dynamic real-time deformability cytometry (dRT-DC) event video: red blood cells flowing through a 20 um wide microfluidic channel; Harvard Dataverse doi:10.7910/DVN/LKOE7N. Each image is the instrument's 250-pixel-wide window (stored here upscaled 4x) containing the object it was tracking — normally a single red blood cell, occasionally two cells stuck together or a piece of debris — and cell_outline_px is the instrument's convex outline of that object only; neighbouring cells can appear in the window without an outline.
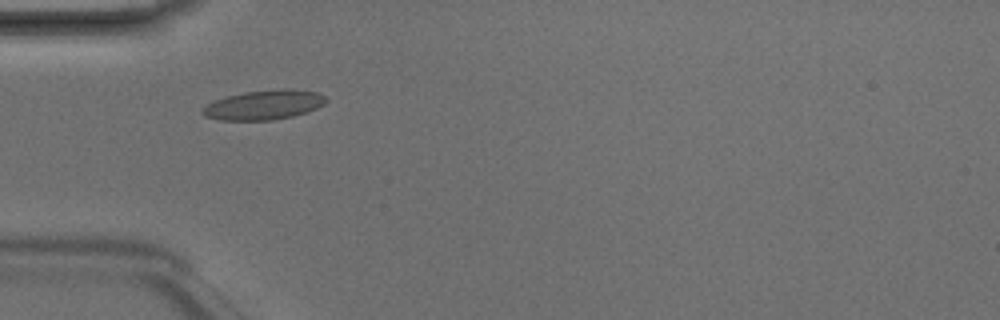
{"species": "Egyptian fruit bat (a non-hibernating species)", "species_latin": "Rousettus aegyptiacus", "temperature_condition": "room temperature", "stored_images_in_passage": 6, "camera_frame_rate_fps": 3000, "um_per_image_px": 0.085, "animal": {"sex": "male"}, "frame": {"image": 1, "passage_image": 4, "time_ms": 1.0, "image_size_px": [1000, 320], "cell_outline_px": [[328, 100], [324, 104], [308, 112], [292, 116], [272, 120], [220, 120], [204, 116], [200, 112], [208, 104], [216, 100], [228, 96], [244, 92], [284, 88], [292, 88], [316, 92], [324, 96]], "centroid_in_image_um": [22.46, 8.91], "position_along_channel_um": 62.5, "area_um2": 21.21}}